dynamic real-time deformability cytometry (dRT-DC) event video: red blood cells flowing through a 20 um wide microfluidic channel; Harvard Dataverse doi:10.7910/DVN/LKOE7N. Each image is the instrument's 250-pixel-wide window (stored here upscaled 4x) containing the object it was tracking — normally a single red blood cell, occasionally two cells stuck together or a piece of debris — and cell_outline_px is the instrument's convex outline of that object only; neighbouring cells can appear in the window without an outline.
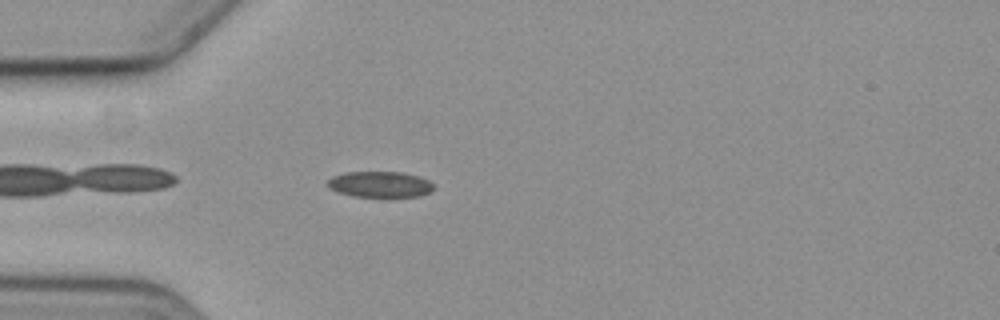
{"species": "common noctule bat (a hibernating species)", "species_latin": "Nyctalus noctula", "temperature_condition": "cold", "stored_images_in_passage": 44, "camera_frame_rate_fps": 3000, "um_per_image_px": 0.085, "animal": {"sex": "female", "body_mass_g": 19.3, "forearm_length_mm": 54.1}, "frame": {"image": 1, "passage_image": 3, "time_ms": 0.667, "image_size_px": [1000, 320], "cell_outline_px": [[432, 188], [428, 192], [420, 196], [352, 196], [328, 188], [328, 180], [332, 176], [344, 172], [400, 172], [420, 176], [428, 180], [432, 184]], "centroid_in_image_um": [32.26, 15.65], "position_along_channel_um": 52.7, "area_um2": 15.78}}
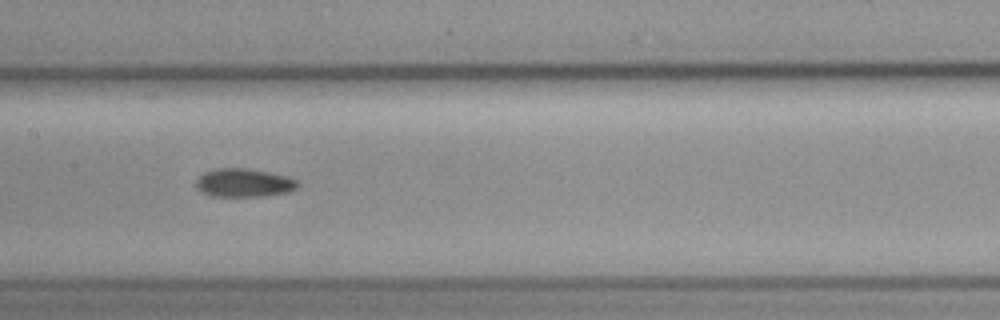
{"frame": {"image": 2, "passage_image": 15, "time_ms": 4.667, "image_size_px": [1000, 320], "cell_outline_px": [[300, 184], [296, 188], [288, 192], [264, 196], [212, 196], [200, 192], [196, 188], [196, 180], [204, 172], [216, 168], [244, 168], [268, 172], [284, 176], [296, 180]], "centroid_in_image_um": [20.69, 15.54], "position_along_channel_um": 186.7, "area_um2": 16.76}}
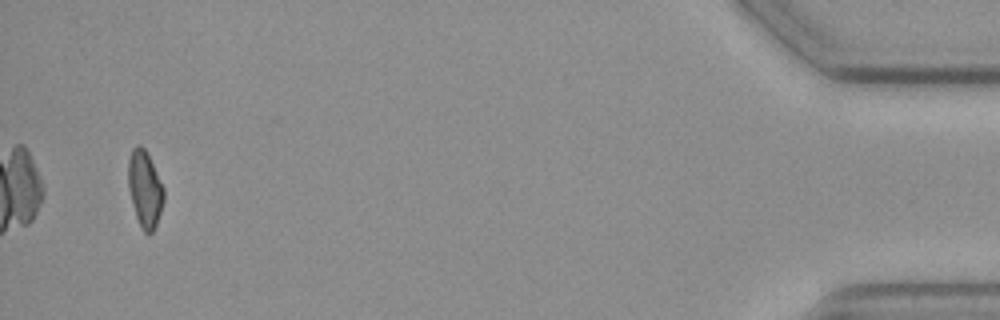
{"frame": {"image": 3, "passage_image": 42, "time_ms": 13.667, "image_size_px": [1000, 320], "cell_outline_px": [[164, 200], [156, 224], [152, 232], [148, 236], [140, 228], [132, 204], [128, 188], [128, 160], [132, 148], [136, 144], [140, 144], [144, 148], [164, 188]], "centroid_in_image_um": [12.29, 16.08], "position_along_channel_um": 422.9, "area_um2": 15.84}, "authors_computed_cell_mechanics": {"area_um2": 16.4152, "velocity_mm_per_s": 3.5893, "shape_relaxation_time_tau1_ms": 6.1261, "shape_relaxation_time_tau2_ms": 7.1603, "deformation_change_tau1": 0.1217, "deformation_change_tau2": 0.1337}}